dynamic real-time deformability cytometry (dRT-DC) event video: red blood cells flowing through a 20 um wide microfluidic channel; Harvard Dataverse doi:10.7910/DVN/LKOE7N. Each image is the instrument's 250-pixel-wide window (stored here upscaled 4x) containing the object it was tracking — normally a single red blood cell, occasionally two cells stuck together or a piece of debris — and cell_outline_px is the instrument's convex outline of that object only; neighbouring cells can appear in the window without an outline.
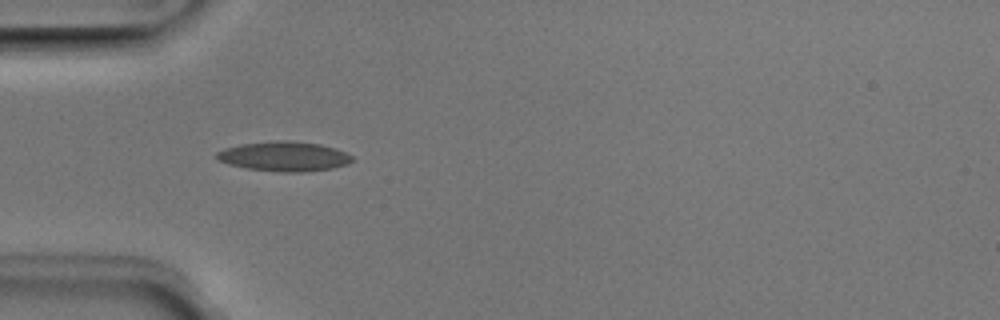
{"species": "Egyptian fruit bat (a non-hibernating species)", "species_latin": "Rousettus aegyptiacus", "temperature_condition": "room temperature", "stored_images_in_passage": 49, "camera_frame_rate_fps": 3000, "um_per_image_px": 0.085, "animal": {"sex": "male"}, "frame": {"image": 1, "passage_image": 14, "time_ms": 4.333, "image_size_px": [1000, 320], "cell_outline_px": [[356, 160], [348, 164], [332, 168], [300, 172], [284, 172], [248, 168], [228, 164], [220, 160], [216, 156], [216, 152], [224, 148], [240, 144], [272, 140], [288, 140], [320, 144], [336, 148], [352, 156]], "centroid_in_image_um": [24.17, 13.28], "position_along_channel_um": 60.8, "area_um2": 23.47}}
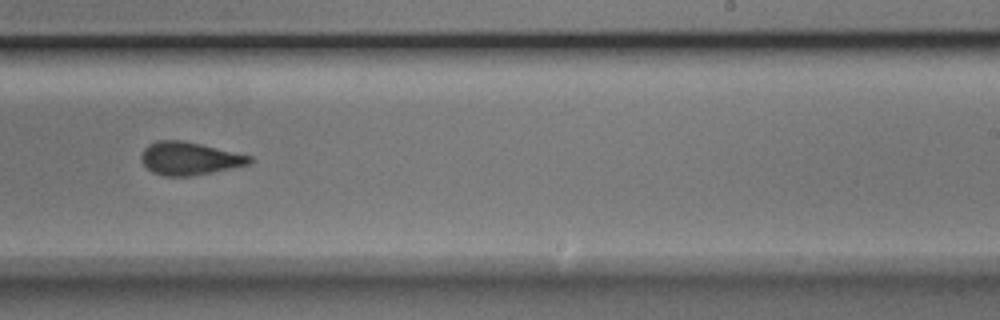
{"frame": {"image": 2, "passage_image": 30, "time_ms": 9.667, "image_size_px": [1000, 320], "cell_outline_px": [[252, 160], [248, 164], [212, 172], [188, 176], [164, 176], [152, 172], [140, 160], [140, 156], [144, 148], [148, 144], [156, 140], [184, 140], [252, 156]], "centroid_in_image_um": [16.05, 13.46], "position_along_channel_um": 273.0, "area_um2": 20.69}}
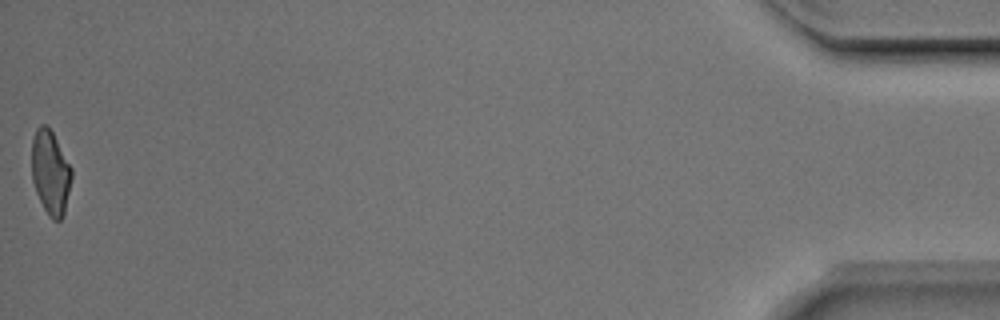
{"frame": {"image": 3, "passage_image": 49, "time_ms": 16.0, "image_size_px": [1000, 320], "cell_outline_px": [[72, 176], [64, 212], [60, 220], [52, 220], [48, 216], [36, 192], [32, 180], [32, 140], [36, 128], [40, 124], [48, 124], [72, 168]], "centroid_in_image_um": [4.28, 14.62], "position_along_channel_um": 430.9, "area_um2": 19.54}, "authors_computed_cell_mechanics": {"area_um2": 21.097, "velocity_mm_per_s": 4.0195, "shape_relaxation_time_tau1_ms": 5.6514, "shape_relaxation_time_tau2_ms": 2.0477, "deformation_change_tau1": 0.1641, "deformation_change_tau2": 0.0773}}